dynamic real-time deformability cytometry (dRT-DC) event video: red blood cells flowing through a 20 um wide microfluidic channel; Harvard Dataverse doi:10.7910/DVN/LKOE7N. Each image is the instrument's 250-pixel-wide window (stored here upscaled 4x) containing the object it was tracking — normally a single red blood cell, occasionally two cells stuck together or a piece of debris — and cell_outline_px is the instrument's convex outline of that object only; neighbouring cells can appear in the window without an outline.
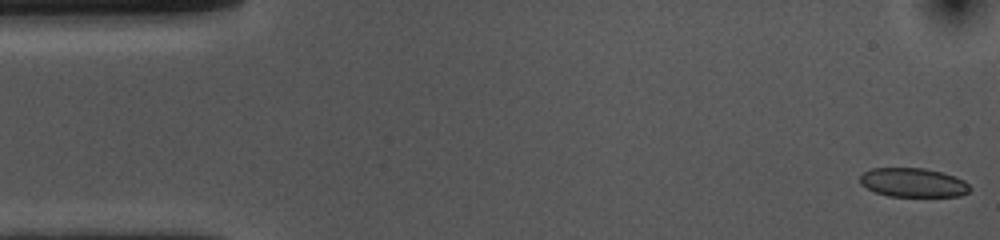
{"species": "common noctule bat (a hibernating species)", "species_latin": "Nyctalus noctula", "temperature_condition": "cold", "stored_images_in_passage": 53, "camera_frame_rate_fps": 3000, "um_per_image_px": 0.085, "animal": {"sex": "female", "body_mass_g": 10.0, "forearm_length_mm": 53.1}, "frame": {"image": 1, "passage_image": 1, "time_ms": 0.0, "image_size_px": [1000, 240], "cell_outline_px": [[972, 188], [968, 192], [960, 196], [888, 196], [876, 192], [860, 184], [860, 176], [864, 172], [872, 168], [924, 168], [940, 172], [964, 180]], "centroid_in_image_um": [77.61, 15.52], "position_along_channel_um": 7.4, "area_um2": 18.44}}
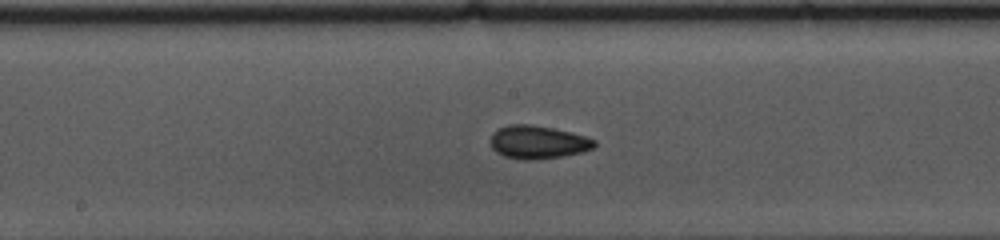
{"frame": {"image": 2, "passage_image": 26, "time_ms": 8.333, "image_size_px": [1000, 240], "cell_outline_px": [[596, 144], [592, 148], [584, 152], [564, 156], [532, 160], [524, 160], [504, 156], [496, 152], [492, 148], [492, 132], [508, 124], [532, 124], [552, 128], [584, 136], [596, 140]], "centroid_in_image_um": [45.72, 12.09], "position_along_channel_um": 202.5, "area_um2": 20.0}}
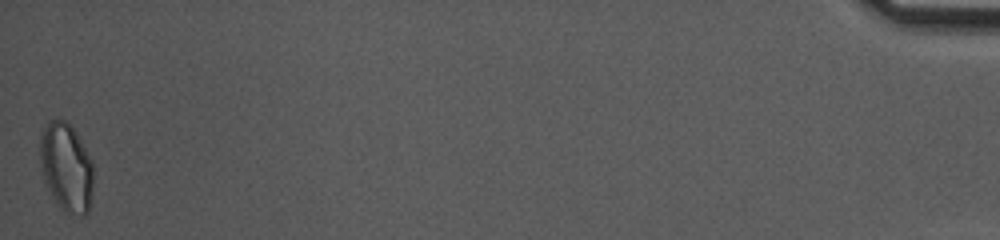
{"frame": {"image": 3, "passage_image": 53, "time_ms": 17.333, "image_size_px": [1000, 240], "cell_outline_px": [[92, 192], [88, 212], [84, 216], [80, 216], [64, 212], [60, 208], [52, 196], [44, 180], [40, 168], [40, 136], [48, 120], [64, 120], [72, 128], [80, 140], [92, 160]], "centroid_in_image_um": [5.62, 14.25], "position_along_channel_um": 429.6, "area_um2": 27.46}, "authors_computed_cell_mechanics": {"area_um2": 19.5364, "velocity_mm_per_s": 3.666, "shape_relaxation_time_tau1_ms": 4.8551, "shape_relaxation_time_tau2_ms": 3.3632, "deformation_change_tau1": 0.0985, "deformation_change_tau2": 0.0887}}